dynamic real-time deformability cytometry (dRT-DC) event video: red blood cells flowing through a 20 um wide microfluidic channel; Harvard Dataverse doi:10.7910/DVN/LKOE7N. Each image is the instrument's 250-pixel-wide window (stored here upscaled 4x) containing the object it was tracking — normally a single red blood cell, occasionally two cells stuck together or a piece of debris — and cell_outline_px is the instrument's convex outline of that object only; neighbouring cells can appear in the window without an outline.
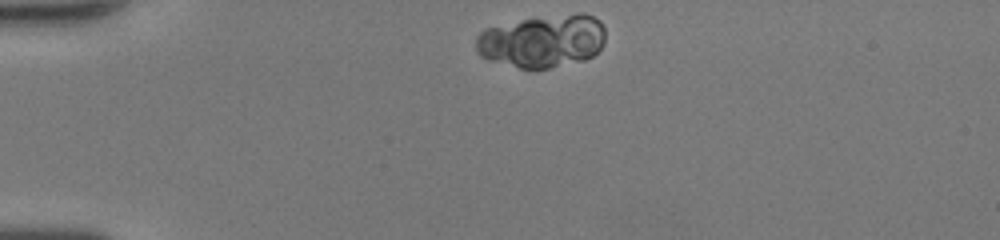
{"species": "human", "species_latin": "Homo sapiens", "temperature_condition": "room temperature", "stored_images_in_passage": 39, "camera_frame_rate_fps": 3000, "um_per_image_px": 0.085, "donor": {"sex": "female"}, "frame": {"image": 1, "passage_image": 1, "time_ms": 0.0, "image_size_px": [1000, 240], "cell_outline_px": [[604, 44], [592, 56], [584, 60], [548, 68], [520, 68], [488, 60], [480, 56], [476, 48], [476, 36], [484, 28], [524, 20], [580, 12], [584, 12], [600, 20], [604, 28]], "centroid_in_image_um": [46.11, 3.49], "position_along_channel_um": 38.9, "area_um2": 39.59}}
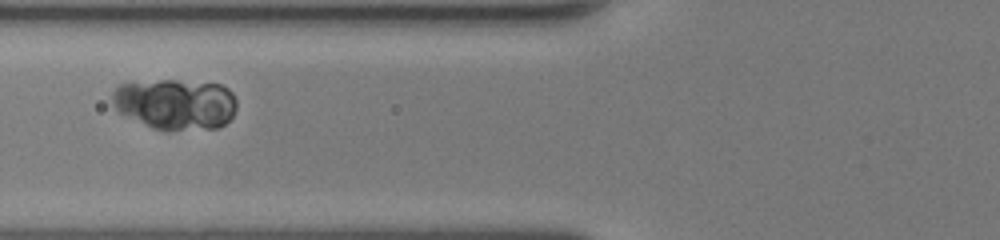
{"frame": {"image": 2, "passage_image": 10, "time_ms": 3.0, "image_size_px": [1000, 240], "cell_outline_px": [[236, 108], [232, 116], [224, 124], [216, 128], [164, 132], [152, 128], [120, 112], [112, 104], [112, 92], [120, 84], [160, 80], [176, 80], [220, 84], [228, 88], [232, 92], [236, 100]], "centroid_in_image_um": [14.93, 8.86], "position_along_channel_um": 110.9, "area_um2": 37.11}}
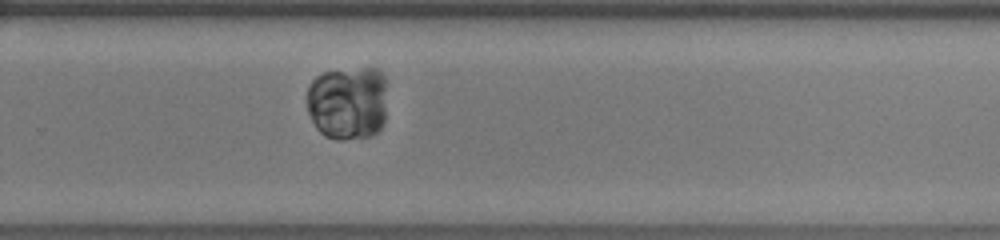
{"frame": {"image": 3, "passage_image": 24, "time_ms": 7.667, "image_size_px": [1000, 240], "cell_outline_px": [[384, 120], [380, 128], [376, 132], [368, 136], [340, 140], [336, 140], [324, 136], [316, 128], [308, 112], [308, 88], [312, 80], [316, 76], [324, 72], [364, 68], [376, 68], [384, 76]], "centroid_in_image_um": [29.53, 8.75], "position_along_channel_um": 300.3, "area_um2": 34.33}, "authors_computed_cell_mechanics": {"area_um2": 39.3618, "velocity_mm_per_s": 4.0779, "shape_relaxation_time_tau1_ms": null, "shape_relaxation_time_tau2_ms": 1.6606, "deformation_change_tau1": null, "deformation_change_tau2": null}}